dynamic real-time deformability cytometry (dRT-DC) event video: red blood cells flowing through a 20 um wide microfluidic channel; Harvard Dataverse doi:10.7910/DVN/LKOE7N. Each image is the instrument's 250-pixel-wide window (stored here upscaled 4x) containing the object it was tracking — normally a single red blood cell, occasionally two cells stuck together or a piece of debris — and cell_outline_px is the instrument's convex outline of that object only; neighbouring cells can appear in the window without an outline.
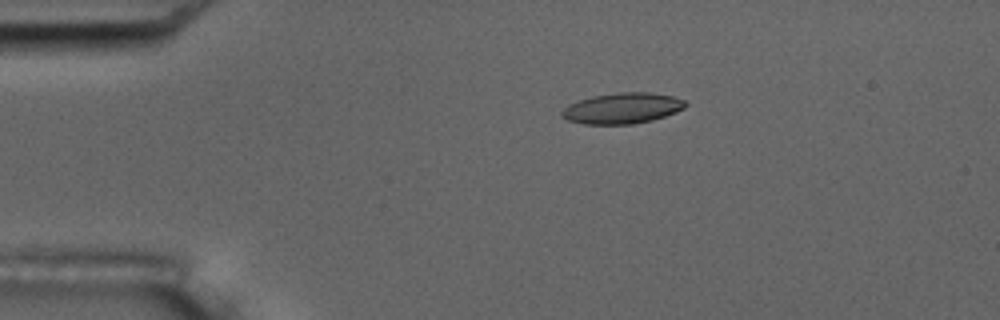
{"species": "common noctule bat (a hibernating species)", "species_latin": "Nyctalus noctula", "temperature_condition": "room temperature", "stored_images_in_passage": 7, "camera_frame_rate_fps": 3000, "um_per_image_px": 0.085, "animal": {"sex": "male", "body_mass_g": 17.5, "forearm_length_mm": 52.3}, "frame": {"image": 1, "passage_image": 3, "time_ms": 3.0, "image_size_px": [1000, 320], "cell_outline_px": [[688, 104], [684, 108], [676, 112], [652, 120], [632, 124], [584, 124], [568, 120], [560, 116], [560, 112], [568, 104], [592, 96], [620, 92], [648, 92], [672, 96], [684, 100]], "centroid_in_image_um": [52.88, 9.2], "position_along_channel_um": 32.1, "area_um2": 22.14}}